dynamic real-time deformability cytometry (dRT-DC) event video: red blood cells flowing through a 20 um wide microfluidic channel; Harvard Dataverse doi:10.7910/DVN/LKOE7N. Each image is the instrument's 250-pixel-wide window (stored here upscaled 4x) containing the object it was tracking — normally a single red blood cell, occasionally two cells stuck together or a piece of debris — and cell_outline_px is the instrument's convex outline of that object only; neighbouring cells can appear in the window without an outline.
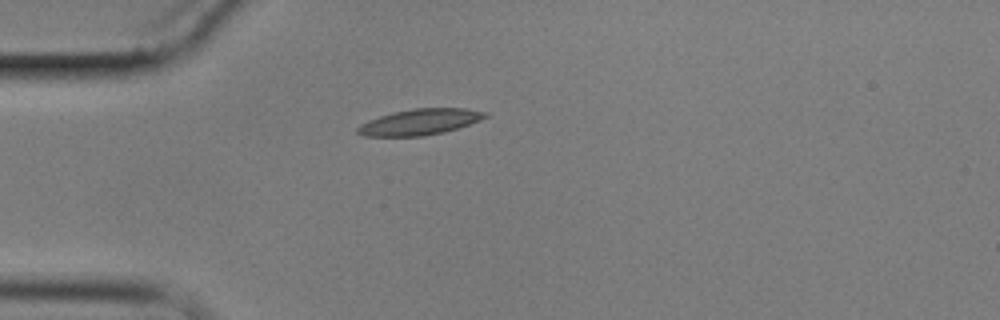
{"species": "common noctule bat (a hibernating species)", "species_latin": "Nyctalus noctula", "temperature_condition": "cold", "stored_images_in_passage": 1, "camera_frame_rate_fps": 3000, "um_per_image_px": 0.085, "animal": {"sex": "male", "body_mass_g": 17.9}, "frame": {"image": 1, "passage_image": 1, "time_ms": 0.0, "image_size_px": [1000, 320], "cell_outline_px": [[488, 116], [480, 120], [444, 132], [424, 136], [364, 136], [356, 132], [356, 128], [360, 124], [368, 120], [392, 112], [412, 108], [464, 108], [488, 112]], "centroid_in_image_um": [35.66, 10.36], "position_along_channel_um": 49.3, "area_um2": 19.31}}